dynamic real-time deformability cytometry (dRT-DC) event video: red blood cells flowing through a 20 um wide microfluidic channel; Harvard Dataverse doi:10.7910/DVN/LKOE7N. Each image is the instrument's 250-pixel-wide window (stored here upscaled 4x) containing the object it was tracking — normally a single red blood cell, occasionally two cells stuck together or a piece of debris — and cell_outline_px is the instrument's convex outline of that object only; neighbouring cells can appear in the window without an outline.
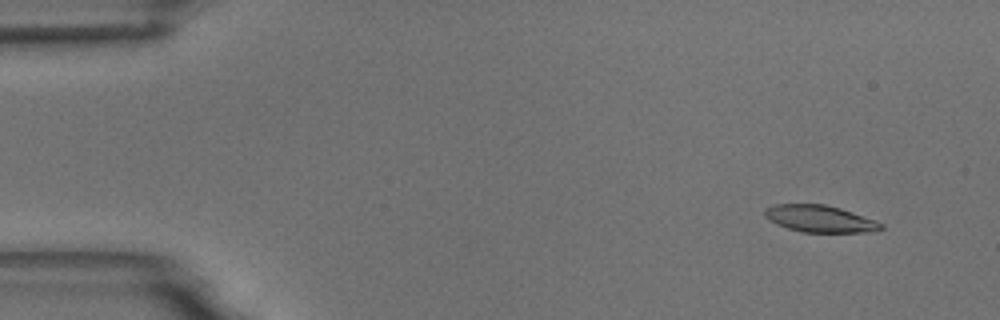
{"species": "common noctule bat (a hibernating species)", "species_latin": "Nyctalus noctula", "temperature_condition": "room temperature", "stored_images_in_passage": 56, "camera_frame_rate_fps": 3000, "um_per_image_px": 0.085, "animal": {"sex": "male", "body_mass_g": 18.8}, "frame": {"image": 1, "passage_image": 5, "time_ms": 1.333, "image_size_px": [1000, 320], "cell_outline_px": [[884, 228], [872, 232], [804, 232], [788, 228], [776, 224], [768, 220], [764, 216], [764, 208], [776, 204], [824, 204], [840, 208], [852, 212], [884, 224]], "centroid_in_image_um": [69.66, 18.59], "position_along_channel_um": 15.3, "area_um2": 18.21}}
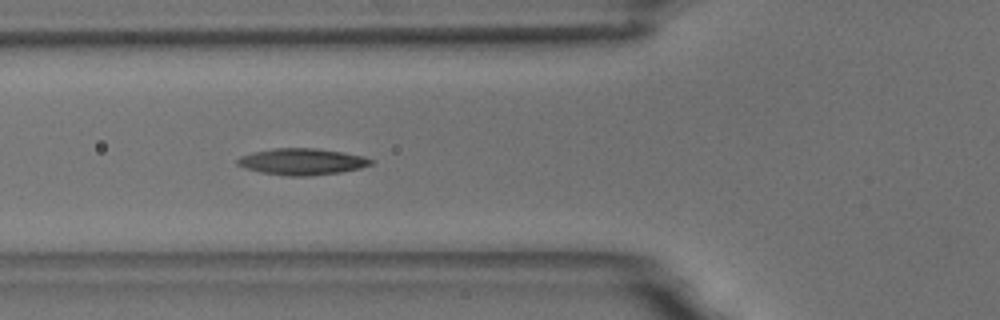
{"frame": {"image": 2, "passage_image": 21, "time_ms": 6.667, "image_size_px": [1000, 320], "cell_outline_px": [[376, 160], [372, 164], [360, 168], [340, 172], [308, 176], [288, 176], [260, 172], [244, 168], [236, 164], [236, 160], [240, 156], [252, 152], [276, 148], [312, 148], [340, 152], [364, 156]], "centroid_in_image_um": [25.65, 13.74], "position_along_channel_um": 100.1, "area_um2": 20.58}}
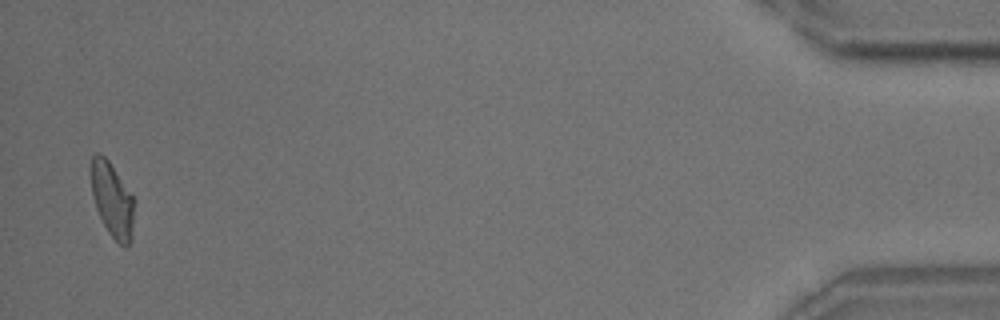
{"frame": {"image": 3, "passage_image": 55, "time_ms": 18.0, "image_size_px": [1000, 320], "cell_outline_px": [[136, 200], [132, 240], [124, 248], [108, 232], [96, 208], [92, 196], [92, 156], [96, 152], [100, 152], [108, 160]], "centroid_in_image_um": [9.59, 17.01], "position_along_channel_um": 425.6, "area_um2": 18.84}, "authors_computed_cell_mechanics": {"area_um2": 19.2185, "velocity_mm_per_s": 3.6328, "shape_relaxation_time_tau1_ms": 4.7287, "shape_relaxation_time_tau2_ms": 4.3065, "deformation_change_tau1": 0.1576, "deformation_change_tau2": 0.1006}}